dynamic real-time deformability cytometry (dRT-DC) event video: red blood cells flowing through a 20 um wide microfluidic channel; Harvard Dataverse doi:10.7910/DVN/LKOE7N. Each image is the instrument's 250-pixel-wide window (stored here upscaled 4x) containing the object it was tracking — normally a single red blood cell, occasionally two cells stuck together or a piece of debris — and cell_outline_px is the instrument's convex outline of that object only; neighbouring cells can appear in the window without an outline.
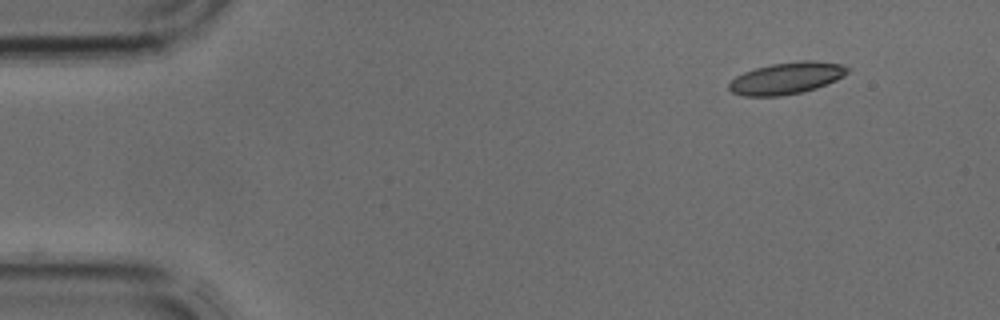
{"species": "common noctule bat (a hibernating species)", "species_latin": "Nyctalus noctula", "temperature_condition": "cold", "stored_images_in_passage": 2, "camera_frame_rate_fps": 3000, "um_per_image_px": 0.085, "animal": {"sex": "male", "body_mass_g": 17.9, "forearm_length_mm": 54.2}, "frame": {"image": 1, "passage_image": 2, "time_ms": 0.333, "image_size_px": [1000, 320], "cell_outline_px": [[848, 72], [844, 76], [836, 80], [816, 88], [800, 92], [780, 96], [744, 96], [732, 92], [728, 88], [728, 84], [736, 76], [744, 72], [756, 68], [772, 64], [804, 60], [812, 60], [840, 64], [848, 68]], "centroid_in_image_um": [66.84, 6.65], "position_along_channel_um": 18.2, "area_um2": 21.73}}